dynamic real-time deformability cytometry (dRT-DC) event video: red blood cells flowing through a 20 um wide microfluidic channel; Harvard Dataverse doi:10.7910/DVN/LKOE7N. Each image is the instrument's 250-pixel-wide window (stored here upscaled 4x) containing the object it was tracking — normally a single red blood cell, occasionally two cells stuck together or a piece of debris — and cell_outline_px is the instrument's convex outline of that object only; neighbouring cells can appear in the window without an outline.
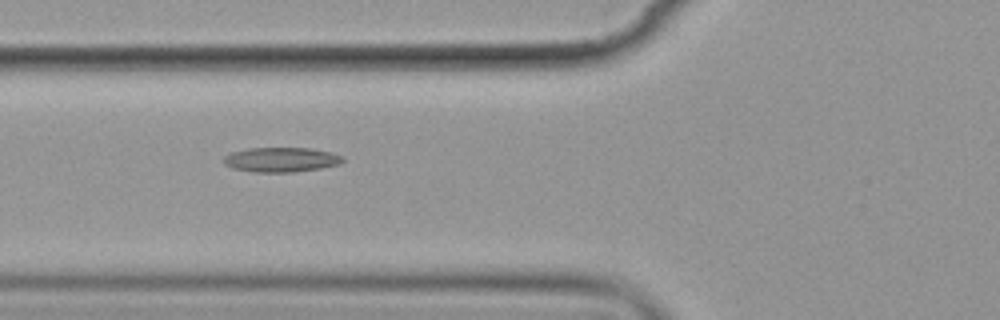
{"species": "common noctule bat (a hibernating species)", "species_latin": "Nyctalus noctula", "temperature_condition": "cold", "stored_images_in_passage": 6, "camera_frame_rate_fps": 3000, "um_per_image_px": 0.085, "animal": {"sex": "female", "body_mass_g": 19.9}, "frame": {"image": 1, "passage_image": 5, "time_ms": 5.0, "image_size_px": [1000, 320], "cell_outline_px": [[344, 160], [340, 164], [320, 168], [292, 172], [252, 172], [232, 168], [224, 164], [224, 156], [232, 152], [248, 148], [312, 148], [332, 152], [344, 156]], "centroid_in_image_um": [23.91, 13.57], "position_along_channel_um": 101.9, "area_um2": 17.22}}
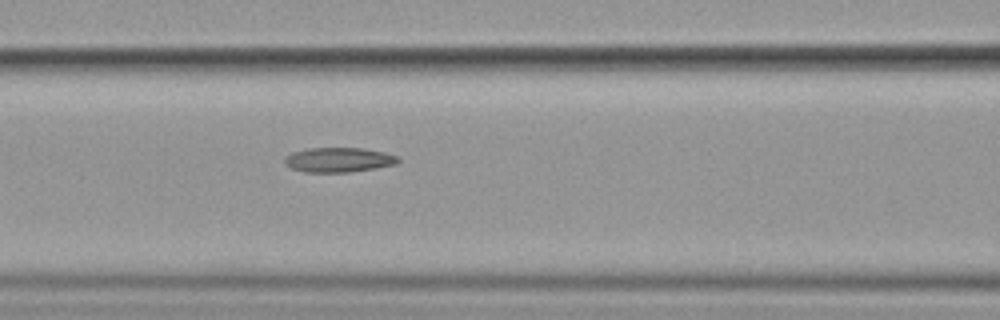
{"frame": {"image": 2, "passage_image": 6, "time_ms": 6.0, "image_size_px": [1000, 320], "cell_outline_px": [[400, 160], [396, 164], [376, 168], [348, 172], [304, 172], [292, 168], [284, 164], [284, 156], [292, 152], [308, 148], [364, 148], [384, 152], [400, 156]], "centroid_in_image_um": [28.79, 13.58], "position_along_channel_um": 137.8, "area_um2": 16.47}}